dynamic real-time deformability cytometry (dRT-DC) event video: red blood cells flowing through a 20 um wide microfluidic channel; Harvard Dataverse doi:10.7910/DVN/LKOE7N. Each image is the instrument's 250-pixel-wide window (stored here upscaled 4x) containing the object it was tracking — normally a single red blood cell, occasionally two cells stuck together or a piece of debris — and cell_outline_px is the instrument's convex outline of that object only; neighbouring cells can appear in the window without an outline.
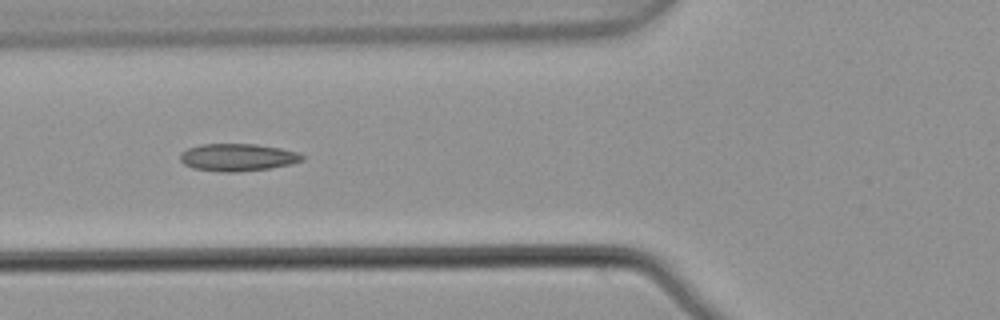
{"species": "common noctule bat (a hibernating species)", "species_latin": "Nyctalus noctula", "temperature_condition": "warm", "stored_images_in_passage": 7, "camera_frame_rate_fps": 3000, "um_per_image_px": 0.085, "animal": {"sex": "male", "body_mass_g": 21.5, "forearm_length_mm": 52.0}, "frame": {"image": 1, "passage_image": 6, "time_ms": 1.667, "image_size_px": [1000, 320], "cell_outline_px": [[304, 160], [292, 164], [272, 168], [240, 172], [220, 172], [192, 168], [184, 164], [180, 160], [180, 152], [188, 148], [200, 144], [256, 144], [280, 148], [300, 152], [304, 156]], "centroid_in_image_um": [20.22, 13.38], "position_along_channel_um": 105.6, "area_um2": 19.83}}
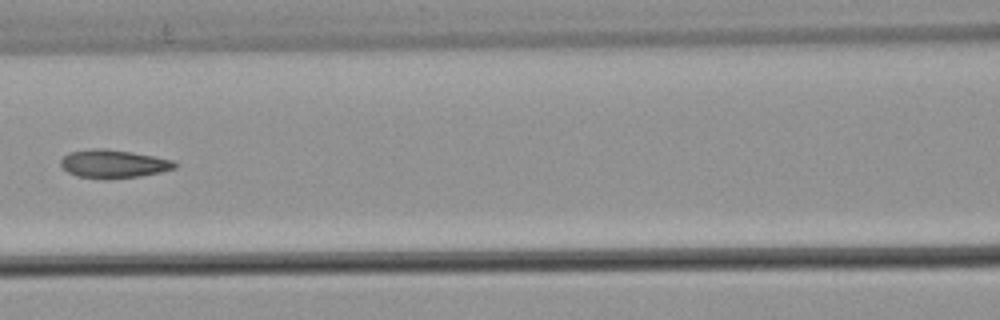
{"frame": {"image": 2, "passage_image": 7, "time_ms": 2.0, "image_size_px": [1000, 320], "cell_outline_px": [[176, 168], [160, 172], [140, 176], [76, 176], [68, 172], [60, 164], [60, 160], [68, 152], [92, 148], [104, 148], [132, 152], [172, 160], [176, 164]], "centroid_in_image_um": [9.62, 13.87], "position_along_channel_um": 157.0, "area_um2": 17.98}}